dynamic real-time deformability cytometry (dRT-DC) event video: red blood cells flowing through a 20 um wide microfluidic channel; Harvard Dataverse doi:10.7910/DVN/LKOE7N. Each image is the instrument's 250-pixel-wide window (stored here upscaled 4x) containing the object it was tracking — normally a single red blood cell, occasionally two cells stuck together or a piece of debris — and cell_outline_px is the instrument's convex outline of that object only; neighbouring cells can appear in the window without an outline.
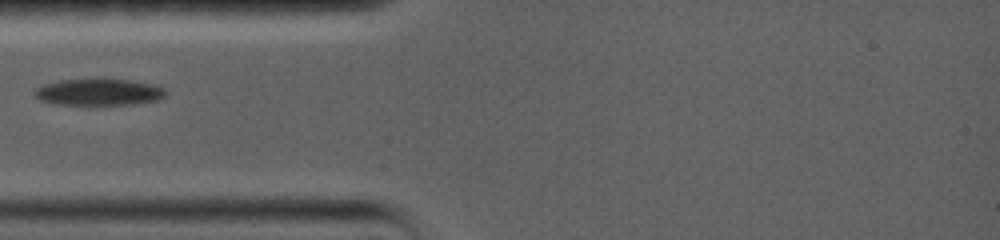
{"species": "common noctule bat (a hibernating species)", "species_latin": "Nyctalus noctula", "temperature_condition": "warm", "stored_images_in_passage": 32, "camera_frame_rate_fps": 5000, "um_per_image_px": 0.085, "animal": {"sex": "female", "body_mass_g": 19.0, "forearm_length_mm": 56.7}, "frame": {"image": 1, "passage_image": 1, "time_ms": 0.0, "image_size_px": [1000, 240], "cell_outline_px": [[168, 92], [164, 96], [156, 100], [132, 104], [56, 104], [40, 100], [32, 92], [40, 84], [60, 80], [100, 76], [128, 80], [152, 84], [164, 88]], "centroid_in_image_um": [8.35, 7.78], "position_along_channel_um": 76.7, "area_um2": 20.98}}
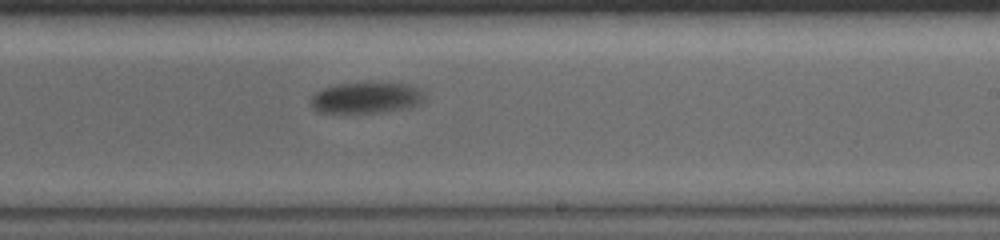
{"frame": {"image": 2, "passage_image": 15, "time_ms": 5.4, "image_size_px": [1000, 240], "cell_outline_px": [[424, 100], [420, 104], [408, 108], [384, 112], [320, 112], [312, 108], [312, 96], [316, 92], [324, 88], [336, 84], [372, 80], [408, 84], [420, 88], [424, 92]], "centroid_in_image_um": [31.2, 8.26], "position_along_channel_um": 257.8, "area_um2": 21.27}}
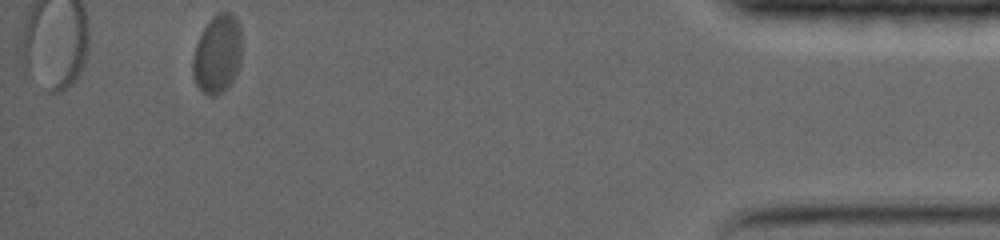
{"frame": {"image": 3, "passage_image": 32, "time_ms": 12.4, "image_size_px": [1000, 240], "cell_outline_px": [[240, 64], [232, 80], [216, 96], [208, 96], [196, 84], [192, 68], [192, 56], [196, 44], [204, 28], [212, 16], [220, 12], [232, 12], [240, 24]], "centroid_in_image_um": [18.47, 4.56], "position_along_channel_um": 416.7, "area_um2": 22.2}}